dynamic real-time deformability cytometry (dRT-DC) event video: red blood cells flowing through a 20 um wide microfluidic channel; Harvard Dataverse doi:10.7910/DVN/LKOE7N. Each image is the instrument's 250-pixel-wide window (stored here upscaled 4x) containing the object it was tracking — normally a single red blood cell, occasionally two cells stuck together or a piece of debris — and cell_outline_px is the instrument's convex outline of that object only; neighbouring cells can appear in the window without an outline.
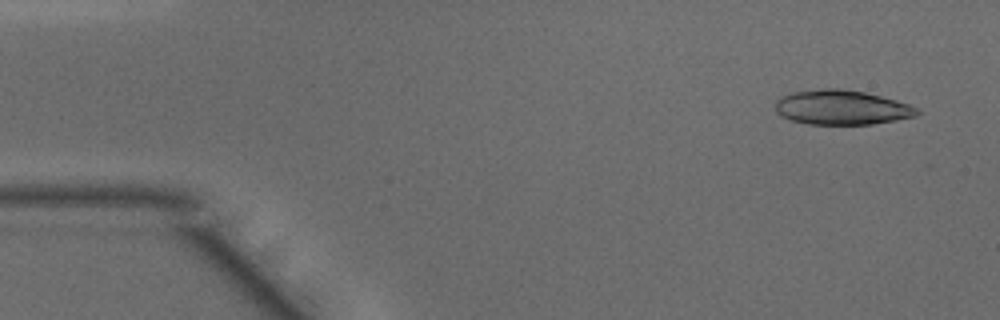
{"species": "common noctule bat (a hibernating species)", "species_latin": "Nyctalus noctula", "temperature_condition": "warm", "stored_images_in_passage": 20, "camera_frame_rate_fps": 3000, "um_per_image_px": 0.085, "animal": {"sex": "male", "body_mass_g": 15.6}, "frame": {"image": 1, "passage_image": 3, "time_ms": 0.667, "image_size_px": [1000, 320], "cell_outline_px": [[920, 112], [916, 116], [896, 120], [872, 124], [808, 124], [792, 120], [780, 116], [776, 112], [776, 100], [780, 96], [792, 92], [824, 88], [840, 88], [864, 92], [896, 100], [908, 104], [916, 108]], "centroid_in_image_um": [71.51, 9.13], "position_along_channel_um": 13.5, "area_um2": 28.55}}
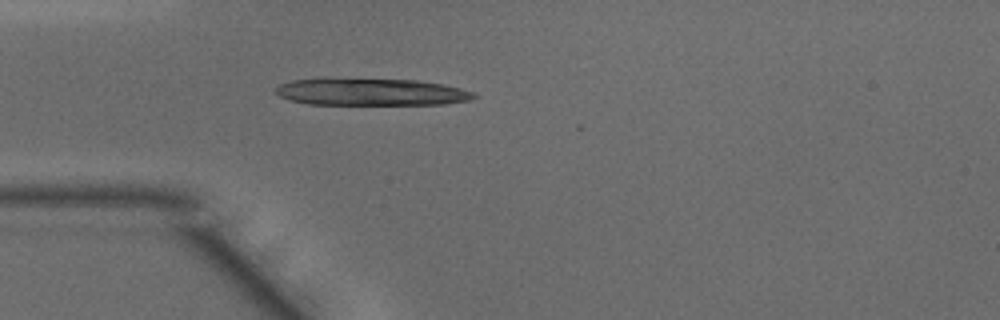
{"frame": {"image": 2, "passage_image": 13, "time_ms": 4.0, "image_size_px": [1000, 320], "cell_outline_px": [[476, 96], [468, 100], [444, 104], [308, 104], [288, 100], [280, 96], [276, 92], [276, 88], [280, 84], [292, 80], [416, 80], [440, 84], [460, 88], [472, 92]], "centroid_in_image_um": [31.54, 7.84], "position_along_channel_um": 53.5, "area_um2": 30.23}}